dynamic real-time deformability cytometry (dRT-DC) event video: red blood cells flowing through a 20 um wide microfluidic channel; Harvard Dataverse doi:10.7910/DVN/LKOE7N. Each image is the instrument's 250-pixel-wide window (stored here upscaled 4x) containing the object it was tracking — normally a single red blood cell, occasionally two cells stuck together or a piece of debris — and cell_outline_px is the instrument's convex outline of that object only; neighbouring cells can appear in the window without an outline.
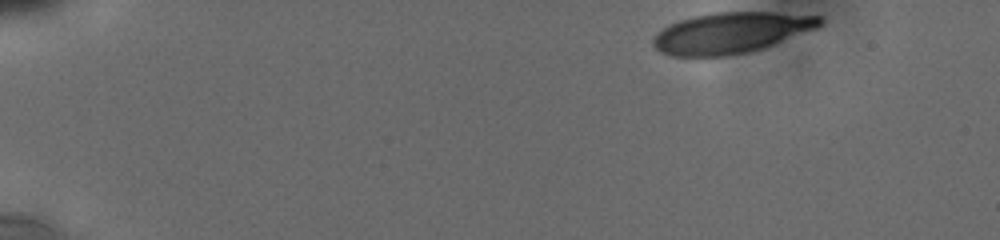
{"species": "human", "species_latin": "Homo sapiens", "temperature_condition": "cold", "stored_images_in_passage": 15, "camera_frame_rate_fps": 3000, "um_per_image_px": 0.085, "donor": {"sex": "male"}, "frame": {"image": 1, "passage_image": 1, "time_ms": 0.0, "image_size_px": [1000, 240], "cell_outline_px": [[820, 24], [816, 28], [764, 48], [748, 52], [724, 56], [672, 56], [660, 52], [652, 44], [652, 40], [668, 24], [680, 20], [696, 16], [716, 12], [772, 12], [820, 16]], "centroid_in_image_um": [62.11, 2.79], "position_along_channel_um": 22.9, "area_um2": 39.25}}
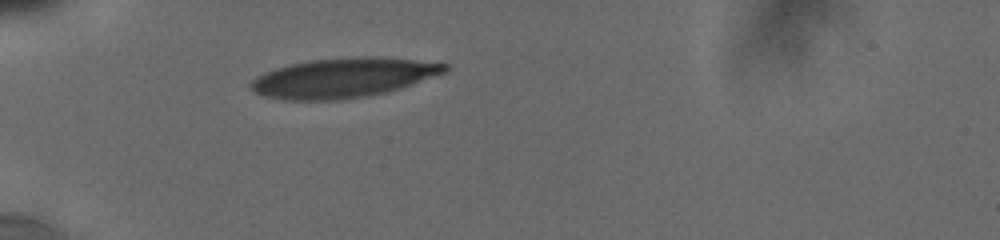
{"frame": {"image": 2, "passage_image": 9, "time_ms": 3.667, "image_size_px": [1000, 240], "cell_outline_px": [[448, 72], [388, 92], [368, 96], [340, 100], [284, 100], [264, 96], [256, 92], [248, 84], [256, 76], [264, 72], [288, 64], [312, 60], [352, 56], [368, 56], [412, 60], [448, 64]], "centroid_in_image_um": [29.16, 6.61], "position_along_channel_um": 55.8, "area_um2": 44.85}}
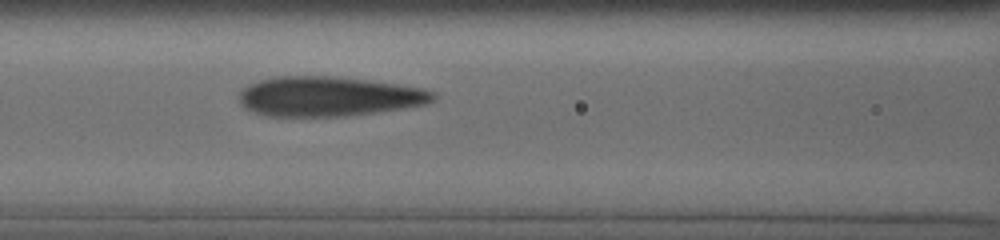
{"frame": {"image": 3, "passage_image": 15, "time_ms": 6.333, "image_size_px": [1000, 240], "cell_outline_px": [[436, 100], [424, 104], [404, 108], [376, 112], [344, 116], [268, 116], [256, 112], [240, 104], [240, 92], [248, 84], [260, 80], [276, 76], [336, 76], [396, 84], [424, 88], [436, 92]], "centroid_in_image_um": [27.97, 8.19], "position_along_channel_um": 138.6, "area_um2": 44.8}}